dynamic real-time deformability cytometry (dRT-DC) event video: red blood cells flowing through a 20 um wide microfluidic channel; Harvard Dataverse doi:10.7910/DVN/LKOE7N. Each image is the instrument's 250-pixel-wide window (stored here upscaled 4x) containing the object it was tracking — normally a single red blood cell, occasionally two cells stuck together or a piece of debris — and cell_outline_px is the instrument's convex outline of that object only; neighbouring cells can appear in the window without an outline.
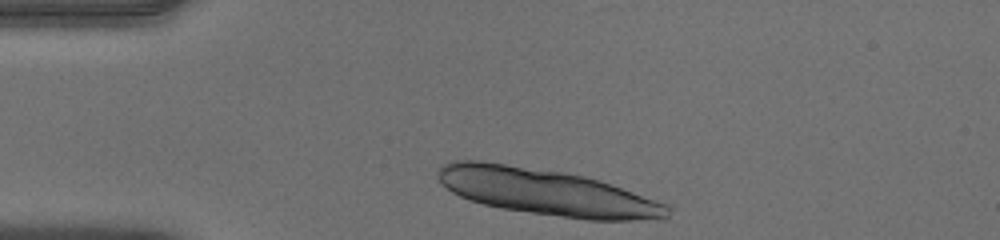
{"species": "human", "species_latin": "Homo sapiens", "temperature_condition": "warm", "stored_images_in_passage": 33, "camera_frame_rate_fps": 3000, "um_per_image_px": 0.085, "donor": {"sex": "male"}, "frame": {"image": 1, "passage_image": 1, "time_ms": 0.0, "image_size_px": [1000, 240], "cell_outline_px": [[672, 208], [668, 216], [632, 220], [588, 220], [500, 208], [484, 204], [460, 196], [452, 192], [436, 176], [436, 172], [444, 164], [452, 160], [480, 160], [564, 172], [584, 176], [600, 180], [668, 204]], "centroid_in_image_um": [46.46, 16.31], "position_along_channel_um": 38.5, "area_um2": 61.61}}
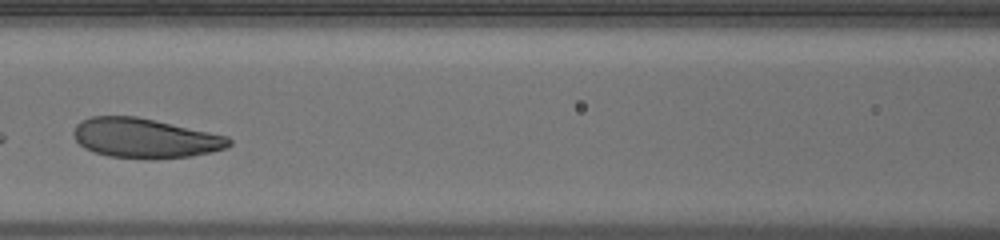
{"frame": {"image": 2, "passage_image": 13, "time_ms": 4.0, "image_size_px": [1000, 240], "cell_outline_px": [[232, 144], [224, 148], [208, 152], [188, 156], [108, 156], [84, 148], [72, 136], [72, 132], [76, 124], [92, 116], [136, 116], [228, 136], [232, 140]], "centroid_in_image_um": [12.28, 11.69], "position_along_channel_um": 154.3, "area_um2": 34.68}}
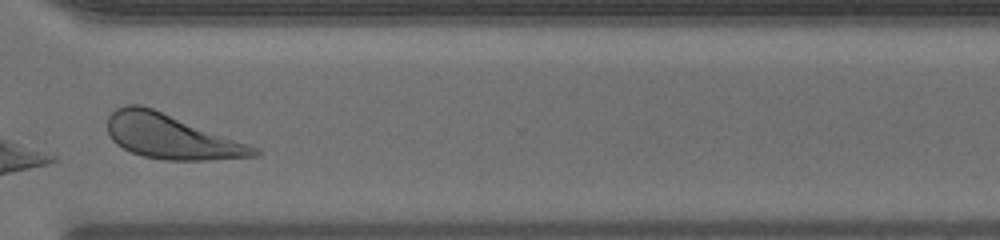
{"frame": {"image": 3, "passage_image": 28, "time_ms": 9.0, "image_size_px": [1000, 240], "cell_outline_px": [[260, 152], [256, 156], [208, 160], [164, 160], [144, 156], [132, 152], [116, 144], [112, 140], [108, 132], [108, 116], [116, 108], [128, 104], [140, 104], [152, 108], [260, 148]], "centroid_in_image_um": [14.54, 11.61], "position_along_channel_um": 356.1, "area_um2": 37.69}, "authors_computed_cell_mechanics": {"area_um2": 36.703, "velocity_mm_per_s": 4.0411, "shape_relaxation_time_tau1_ms": 3.8838, "shape_relaxation_time_tau2_ms": 4.0286, "deformation_change_tau1": 0.1612, "deformation_change_tau2": 0.1088}}